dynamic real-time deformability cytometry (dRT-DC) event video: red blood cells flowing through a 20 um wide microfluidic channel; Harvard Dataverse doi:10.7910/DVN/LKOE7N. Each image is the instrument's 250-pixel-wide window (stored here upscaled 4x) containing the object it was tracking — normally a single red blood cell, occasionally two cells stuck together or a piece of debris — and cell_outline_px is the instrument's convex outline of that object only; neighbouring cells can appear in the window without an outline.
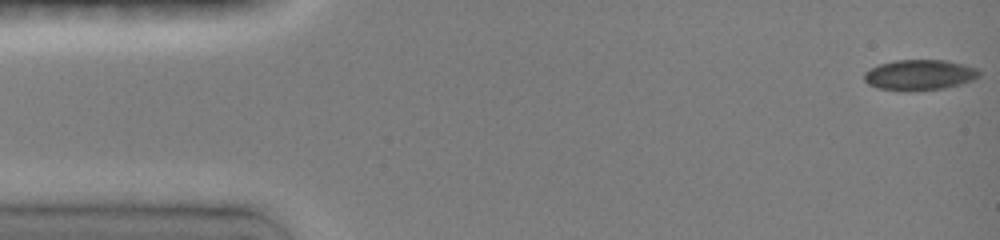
{"species": "common noctule bat (a hibernating species)", "species_latin": "Nyctalus noctula", "temperature_condition": "room temperature", "stored_images_in_passage": 23, "camera_frame_rate_fps": 3000, "um_per_image_px": 0.085, "animal": {"sex": "female", "body_mass_g": 19.0, "forearm_length_mm": 51.5}, "frame": {"image": 1, "passage_image": 1, "time_ms": 0.0, "image_size_px": [1000, 240], "cell_outline_px": [[980, 76], [972, 80], [960, 84], [944, 88], [876, 88], [868, 84], [864, 80], [864, 72], [880, 64], [896, 60], [948, 60], [964, 64], [976, 68], [980, 72]], "centroid_in_image_um": [78.19, 6.32], "position_along_channel_um": 6.8, "area_um2": 19.65}}
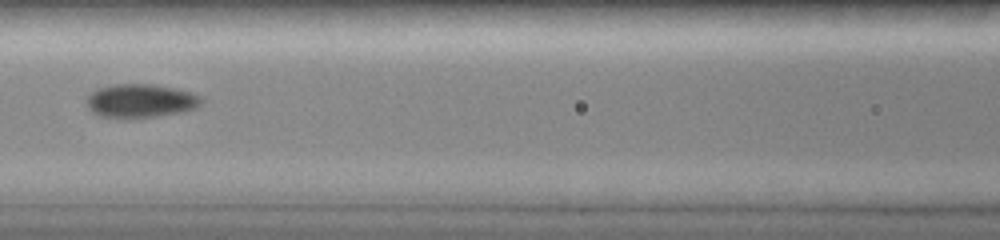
{"frame": {"image": 2, "passage_image": 15, "time_ms": 6.667, "image_size_px": [1000, 240], "cell_outline_px": [[204, 100], [196, 108], [156, 116], [100, 116], [92, 112], [88, 108], [88, 92], [96, 88], [112, 84], [152, 84], [176, 88], [192, 92], [200, 96]], "centroid_in_image_um": [11.94, 8.52], "position_along_channel_um": 154.7, "area_um2": 22.08}}
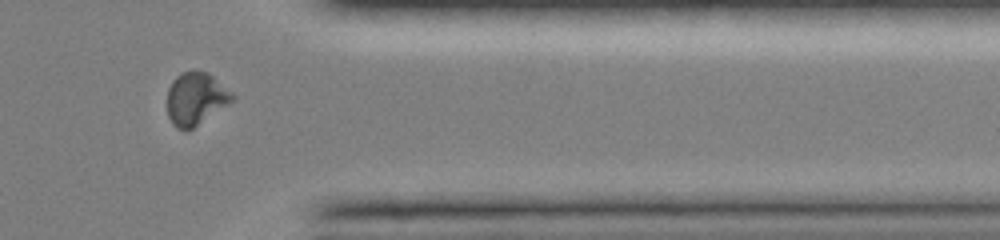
{"frame": {"image": 3, "passage_image": 21, "time_ms": 12.667, "image_size_px": [1000, 240], "cell_outline_px": [[236, 96], [232, 100], [192, 128], [184, 132], [176, 128], [172, 124], [168, 116], [168, 88], [172, 80], [180, 72], [192, 68], [208, 72], [232, 92]], "centroid_in_image_um": [16.6, 8.34], "position_along_channel_um": 394.8, "area_um2": 20.0}, "authors_computed_cell_mechanics": {"area_um2": 20.8658, "velocity_mm_per_s": 4.0517, "shape_relaxation_time_tau1_ms": null, "shape_relaxation_time_tau2_ms": 1.0058, "deformation_change_tau1": null, "deformation_change_tau2": 0.042}}